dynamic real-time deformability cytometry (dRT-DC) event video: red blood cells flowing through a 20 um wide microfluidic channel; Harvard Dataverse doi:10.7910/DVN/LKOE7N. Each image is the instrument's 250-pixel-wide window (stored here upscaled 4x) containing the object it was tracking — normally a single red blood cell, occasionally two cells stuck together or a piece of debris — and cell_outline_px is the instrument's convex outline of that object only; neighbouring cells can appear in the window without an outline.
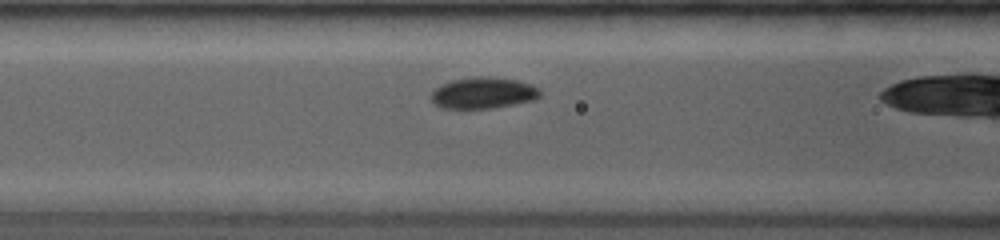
{"species": "common noctule bat (a hibernating species)", "species_latin": "Nyctalus noctula", "temperature_condition": "room temperature", "stored_images_in_passage": 37, "camera_frame_rate_fps": 4000, "um_per_image_px": 0.085, "animal": {"sex": "female", "body_mass_g": 19.0, "forearm_length_mm": 53.3}, "frame": {"image": 1, "passage_image": 7, "time_ms": 2.0, "image_size_px": [1000, 240], "cell_outline_px": [[540, 96], [536, 100], [492, 108], [440, 108], [432, 100], [432, 92], [440, 84], [452, 80], [472, 76], [488, 76], [516, 80], [540, 88]], "centroid_in_image_um": [41.08, 7.89], "position_along_channel_um": 125.5, "area_um2": 19.88}}
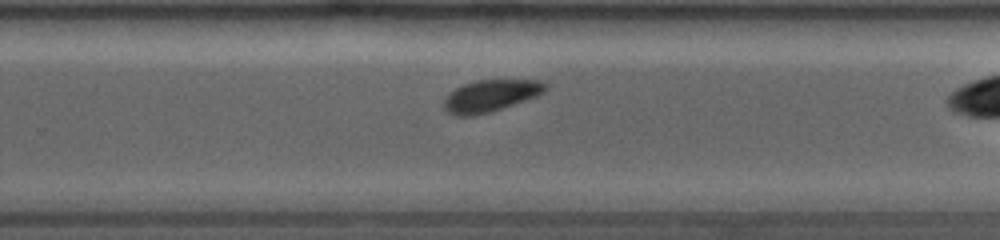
{"frame": {"image": 2, "passage_image": 21, "time_ms": 6.0, "image_size_px": [1000, 240], "cell_outline_px": [[548, 88], [544, 92], [536, 96], [488, 112], [472, 116], [456, 116], [448, 112], [444, 108], [444, 100], [456, 88], [464, 84], [476, 80], [544, 80], [548, 84]], "centroid_in_image_um": [41.73, 8.12], "position_along_channel_um": 288.1, "area_um2": 18.55}}
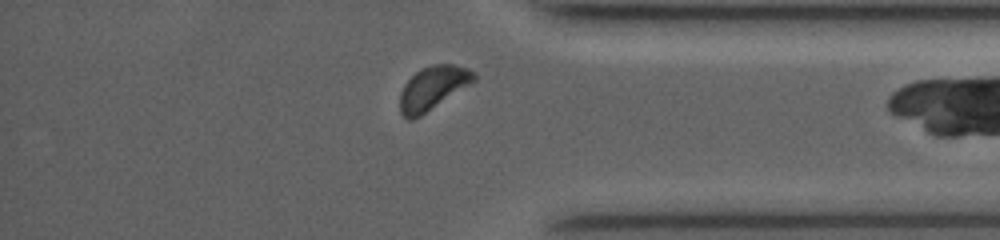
{"frame": {"image": 3, "passage_image": 34, "time_ms": 8.75, "image_size_px": [1000, 240], "cell_outline_px": [[476, 80], [420, 116], [412, 120], [408, 120], [400, 112], [400, 92], [404, 84], [420, 68], [432, 64], [452, 64], [468, 68], [476, 76]], "centroid_in_image_um": [36.76, 7.47], "position_along_channel_um": 398.4, "area_um2": 18.55}, "authors_computed_cell_mechanics": {"area_um2": 19.1318, "velocity_mm_per_s": 4.0851, "shape_relaxation_time_tau1_ms": 1.4191, "shape_relaxation_time_tau2_ms": null, "deformation_change_tau1": 0.0752, "deformation_change_tau2": null}}